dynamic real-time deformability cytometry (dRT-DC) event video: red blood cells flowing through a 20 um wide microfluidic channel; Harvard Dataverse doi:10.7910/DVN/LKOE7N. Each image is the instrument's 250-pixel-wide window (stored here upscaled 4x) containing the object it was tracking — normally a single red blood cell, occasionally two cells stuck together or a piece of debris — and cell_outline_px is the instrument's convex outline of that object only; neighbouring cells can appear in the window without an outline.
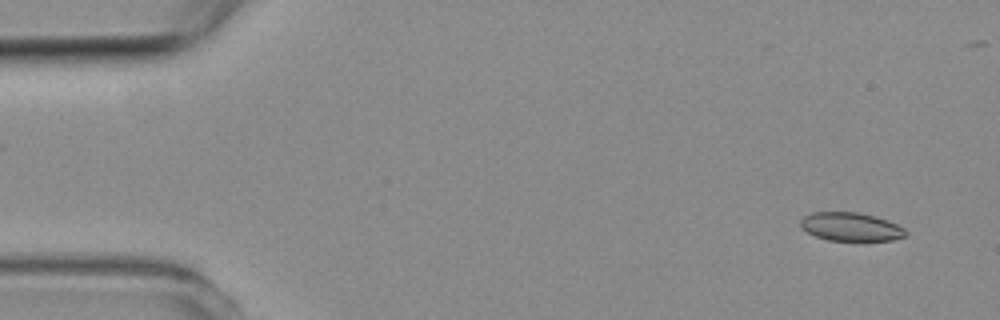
{"species": "common noctule bat (a hibernating species)", "species_latin": "Nyctalus noctula", "temperature_condition": "room temperature", "stored_images_in_passage": 5, "camera_frame_rate_fps": 3000, "um_per_image_px": 0.085, "animal": {"sex": "female", "body_mass_g": 19.3, "forearm_length_mm": 54.1}, "frame": {"image": 1, "passage_image": 1, "time_ms": 0.0, "image_size_px": [1000, 320], "cell_outline_px": [[908, 232], [904, 236], [892, 240], [828, 240], [816, 236], [808, 232], [800, 224], [800, 220], [804, 216], [812, 212], [856, 212], [876, 216], [888, 220], [904, 228]], "centroid_in_image_um": [72.33, 19.26], "position_along_channel_um": 12.7, "area_um2": 17.28}}